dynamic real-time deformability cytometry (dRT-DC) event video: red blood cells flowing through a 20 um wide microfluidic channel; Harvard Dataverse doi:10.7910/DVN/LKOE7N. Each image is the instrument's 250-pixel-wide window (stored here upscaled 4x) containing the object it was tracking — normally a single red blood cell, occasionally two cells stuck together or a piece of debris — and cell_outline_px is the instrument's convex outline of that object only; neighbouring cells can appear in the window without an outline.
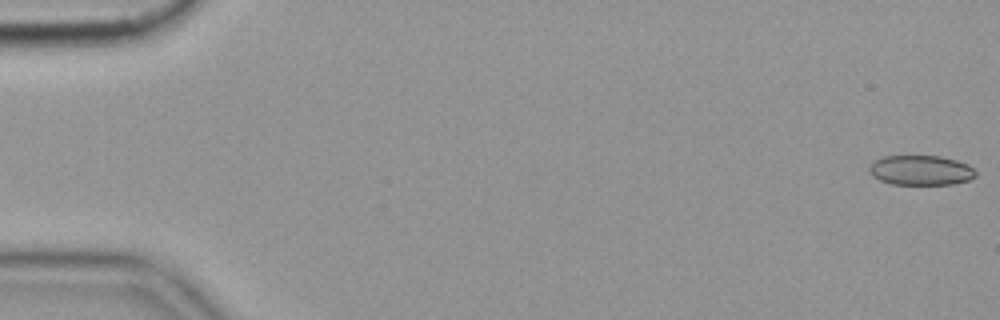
{"species": "common noctule bat (a hibernating species)", "species_latin": "Nyctalus noctula", "temperature_condition": "cold", "stored_images_in_passage": 46, "camera_frame_rate_fps": 3000, "um_per_image_px": 0.085, "animal": {"sex": "female", "body_mass_g": 19.9}, "frame": {"image": 1, "passage_image": 1, "time_ms": 0.0, "image_size_px": [1000, 320], "cell_outline_px": [[976, 176], [968, 180], [952, 184], [892, 184], [880, 180], [872, 176], [868, 172], [868, 168], [876, 160], [884, 156], [940, 156], [956, 160], [968, 164], [976, 172]], "centroid_in_image_um": [78.26, 14.47], "position_along_channel_um": 6.7, "area_um2": 18.44}}
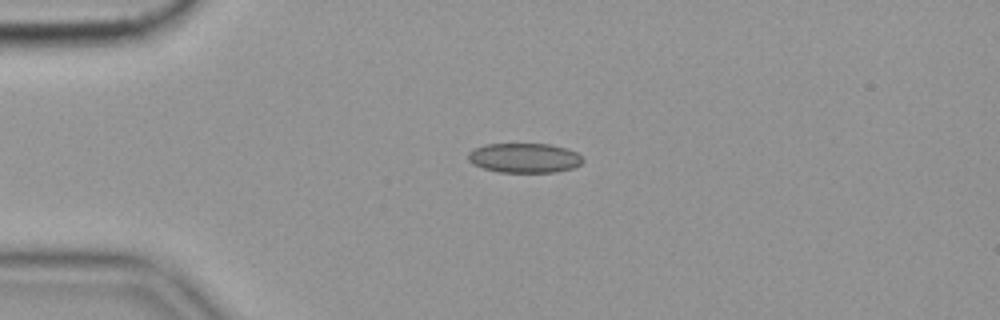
{"frame": {"image": 2, "passage_image": 14, "time_ms": 4.333, "image_size_px": [1000, 320], "cell_outline_px": [[584, 160], [580, 164], [572, 168], [556, 172], [500, 172], [484, 168], [472, 164], [468, 160], [468, 152], [484, 144], [548, 144], [568, 148], [576, 152]], "centroid_in_image_um": [44.57, 13.42], "position_along_channel_um": 40.4, "area_um2": 19.77}}
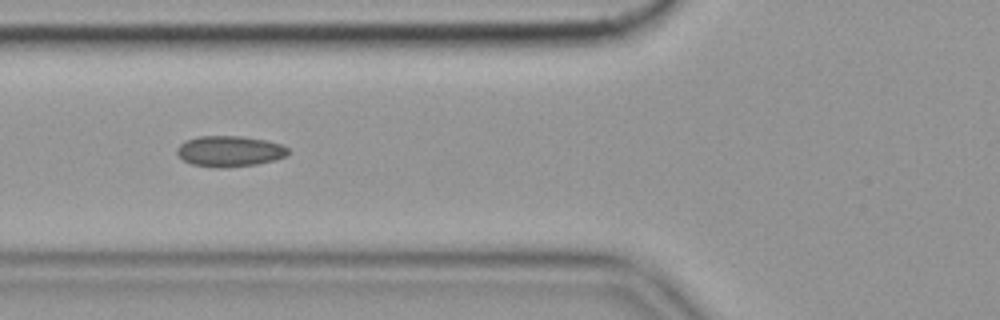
{"frame": {"image": 3, "passage_image": 22, "time_ms": 7.0, "image_size_px": [1000, 320], "cell_outline_px": [[288, 156], [276, 160], [256, 164], [224, 168], [216, 168], [192, 164], [184, 160], [176, 152], [176, 148], [184, 140], [200, 136], [244, 136], [264, 140], [280, 144], [288, 148]], "centroid_in_image_um": [19.51, 12.85], "position_along_channel_um": 106.3, "area_um2": 20.06}, "authors_computed_cell_mechanics": {"area_um2": 19.4786, "velocity_mm_per_s": 3.5527, "shape_relaxation_time_tau1_ms": 7.2547, "shape_relaxation_time_tau2_ms": 2.1061, "deformation_change_tau1": 0.1078, "deformation_change_tau2": 0.0649}}